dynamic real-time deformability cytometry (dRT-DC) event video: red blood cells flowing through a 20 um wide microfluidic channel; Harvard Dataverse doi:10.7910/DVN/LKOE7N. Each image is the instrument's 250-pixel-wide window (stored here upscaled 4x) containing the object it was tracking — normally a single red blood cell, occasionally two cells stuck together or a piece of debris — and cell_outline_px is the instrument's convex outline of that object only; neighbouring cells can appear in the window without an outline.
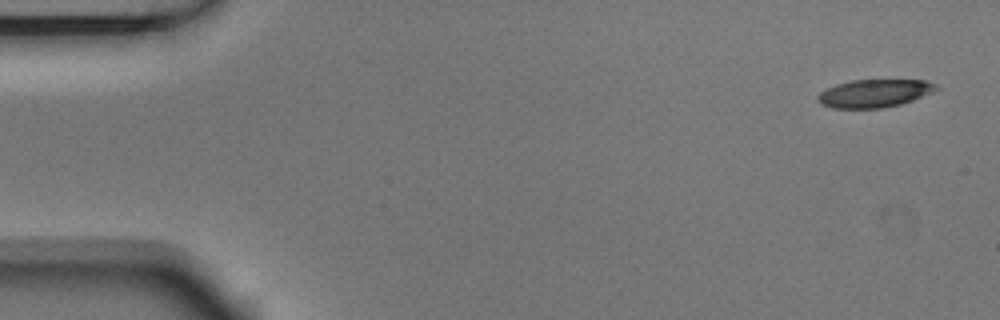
{"species": "Egyptian fruit bat (a non-hibernating species)", "species_latin": "Rousettus aegyptiacus", "temperature_condition": "room temperature", "stored_images_in_passage": 4, "camera_frame_rate_fps": 3000, "um_per_image_px": 0.085, "animal": {"sex": "male"}, "frame": {"image": 1, "passage_image": 1, "time_ms": 0.0, "image_size_px": [1000, 320], "cell_outline_px": [[940, 88], [912, 100], [900, 104], [880, 108], [832, 108], [820, 104], [816, 100], [816, 96], [820, 92], [836, 84], [852, 80], [924, 80], [936, 84]], "centroid_in_image_um": [74.27, 7.93], "position_along_channel_um": 10.7, "area_um2": 19.19}}